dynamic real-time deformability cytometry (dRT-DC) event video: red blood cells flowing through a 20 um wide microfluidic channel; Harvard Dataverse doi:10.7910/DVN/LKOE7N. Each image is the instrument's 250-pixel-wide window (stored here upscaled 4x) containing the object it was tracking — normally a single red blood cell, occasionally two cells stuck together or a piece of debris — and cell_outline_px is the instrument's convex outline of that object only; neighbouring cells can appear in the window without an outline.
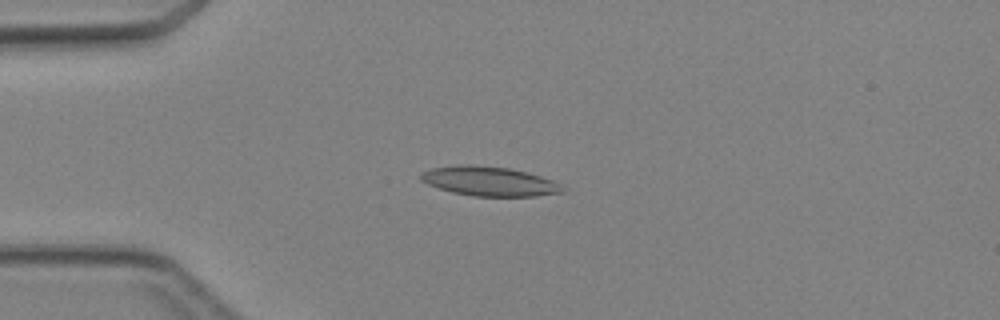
{"species": "Egyptian fruit bat (a non-hibernating species)", "species_latin": "Rousettus aegyptiacus", "temperature_condition": "cold", "stored_images_in_passage": 5, "camera_frame_rate_fps": 3000, "um_per_image_px": 0.085, "animal": {"sex": "female"}, "frame": {"image": 1, "passage_image": 3, "time_ms": 3.333, "image_size_px": [1000, 320], "cell_outline_px": [[568, 192], [536, 196], [472, 196], [452, 192], [428, 184], [420, 180], [420, 172], [432, 168], [456, 164], [468, 164], [508, 168], [528, 172], [564, 184], [568, 188]], "centroid_in_image_um": [41.66, 15.41], "position_along_channel_um": 43.3, "area_um2": 24.68}}
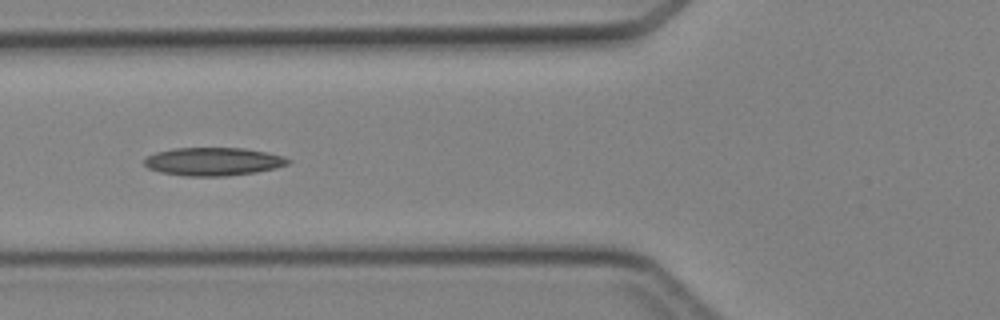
{"frame": {"image": 2, "passage_image": 5, "time_ms": 5.333, "image_size_px": [1000, 320], "cell_outline_px": [[292, 160], [288, 164], [276, 168], [256, 172], [224, 176], [184, 176], [160, 172], [148, 168], [144, 164], [144, 160], [148, 156], [156, 152], [176, 148], [244, 148], [268, 152], [284, 156]], "centroid_in_image_um": [18.15, 13.73], "position_along_channel_um": 107.6, "area_um2": 23.64}}